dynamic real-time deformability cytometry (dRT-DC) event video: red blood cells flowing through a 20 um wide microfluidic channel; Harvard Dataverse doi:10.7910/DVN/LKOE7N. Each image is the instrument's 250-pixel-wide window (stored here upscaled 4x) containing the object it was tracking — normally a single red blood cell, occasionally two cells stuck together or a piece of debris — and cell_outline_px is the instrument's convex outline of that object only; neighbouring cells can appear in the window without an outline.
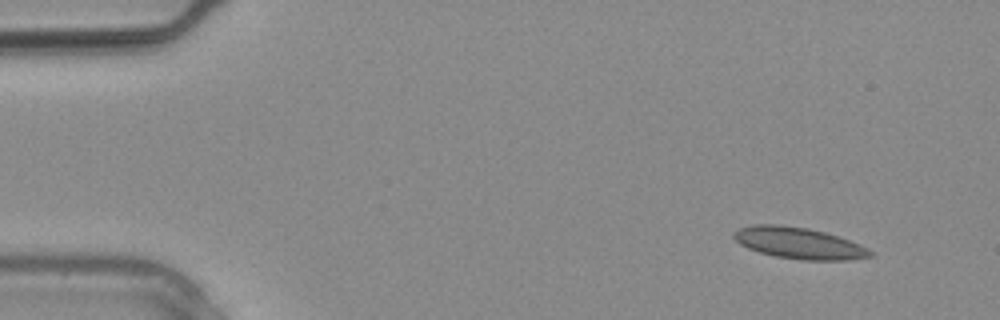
{"species": "common noctule bat (a hibernating species)", "species_latin": "Nyctalus noctula", "temperature_condition": "warm", "stored_images_in_passage": 4, "camera_frame_rate_fps": 3000, "um_per_image_px": 0.085, "animal": {"sex": "male", "body_mass_g": 20.4}, "frame": {"image": 1, "passage_image": 1, "time_ms": 0.0, "image_size_px": [1000, 320], "cell_outline_px": [[872, 256], [848, 260], [800, 260], [776, 256], [760, 252], [748, 248], [740, 244], [732, 236], [732, 232], [740, 228], [752, 224], [776, 224], [808, 228], [824, 232], [860, 244], [868, 248], [872, 252]], "centroid_in_image_um": [67.88, 20.66], "position_along_channel_um": 17.1, "area_um2": 24.85}}